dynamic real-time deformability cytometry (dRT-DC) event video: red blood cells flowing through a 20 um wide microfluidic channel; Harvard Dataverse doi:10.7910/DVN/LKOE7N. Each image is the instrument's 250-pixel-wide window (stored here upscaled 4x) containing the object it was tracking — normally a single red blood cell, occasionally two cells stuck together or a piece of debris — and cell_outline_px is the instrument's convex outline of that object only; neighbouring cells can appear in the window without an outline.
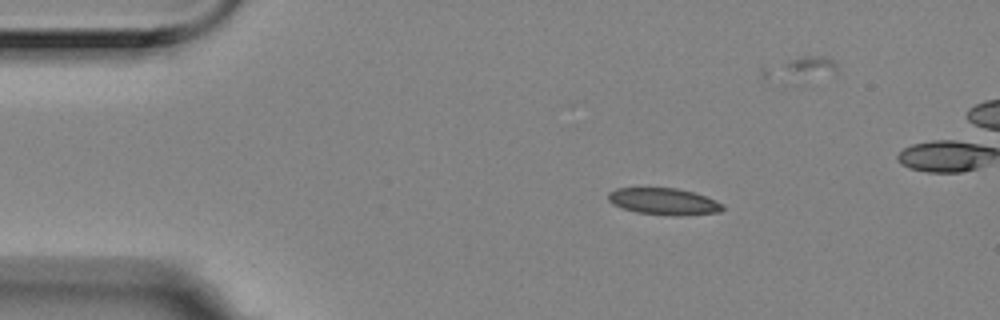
{"species": "Egyptian fruit bat (a non-hibernating species)", "species_latin": "Rousettus aegyptiacus", "temperature_condition": "room temperature", "stored_images_in_passage": 5, "camera_frame_rate_fps": 3000, "um_per_image_px": 0.085, "animal": {"sex": "female"}, "frame": {"image": 1, "passage_image": 1, "time_ms": 0.0, "image_size_px": [1000, 320], "cell_outline_px": [[724, 208], [720, 212], [684, 216], [672, 216], [636, 212], [612, 204], [608, 200], [608, 192], [616, 188], [676, 188], [692, 192], [716, 200], [724, 204]], "centroid_in_image_um": [56.44, 17.13], "position_along_channel_um": 28.6, "area_um2": 17.92}}
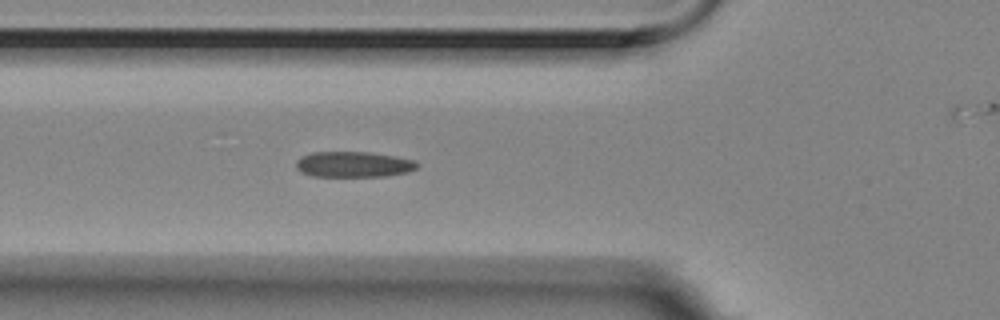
{"frame": {"image": 2, "passage_image": 4, "time_ms": 1.0, "image_size_px": [1000, 320], "cell_outline_px": [[420, 164], [416, 168], [408, 172], [384, 176], [312, 176], [300, 172], [296, 168], [296, 160], [312, 152], [368, 152], [396, 156], [416, 160]], "centroid_in_image_um": [30.07, 13.97], "position_along_channel_um": 95.7, "area_um2": 18.15}}